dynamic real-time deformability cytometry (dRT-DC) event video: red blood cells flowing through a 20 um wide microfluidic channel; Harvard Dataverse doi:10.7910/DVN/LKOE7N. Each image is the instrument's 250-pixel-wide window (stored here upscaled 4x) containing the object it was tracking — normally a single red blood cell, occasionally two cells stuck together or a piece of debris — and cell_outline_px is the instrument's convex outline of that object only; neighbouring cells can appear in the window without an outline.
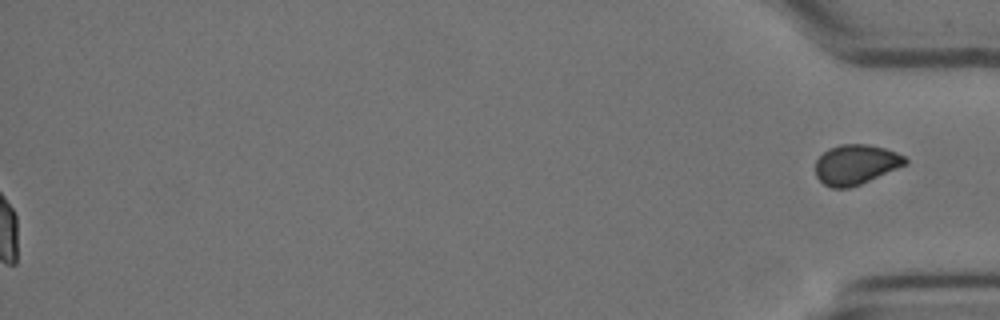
{"species": "Egyptian fruit bat (a non-hibernating species)", "species_latin": "Rousettus aegyptiacus", "temperature_condition": "cold", "stored_images_in_passage": 58, "segment_of_instrument_passage": [2, 2], "camera_frame_rate_fps": 3000, "um_per_image_px": 0.085, "animal": {"sex": "female"}, "frame": {"image": 1, "passage_image": 58, "time_ms": 19.0, "image_size_px": [1000, 320], "cell_outline_px": [[908, 164], [860, 184], [848, 188], [832, 188], [824, 184], [816, 176], [816, 160], [828, 148], [840, 144], [868, 144], [884, 148], [896, 152], [904, 156], [908, 160]], "centroid_in_image_um": [72.75, 13.98], "position_along_channel_um": 362.4, "area_um2": 20.87}}